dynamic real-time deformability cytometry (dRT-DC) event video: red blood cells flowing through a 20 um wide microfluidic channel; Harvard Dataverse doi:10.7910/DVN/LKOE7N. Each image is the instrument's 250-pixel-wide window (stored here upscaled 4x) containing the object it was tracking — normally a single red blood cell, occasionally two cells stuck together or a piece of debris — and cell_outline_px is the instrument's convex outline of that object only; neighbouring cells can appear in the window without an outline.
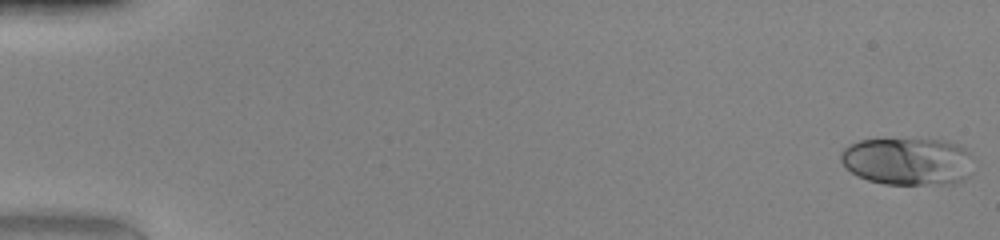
{"species": "human", "species_latin": "Homo sapiens", "temperature_condition": "warm", "stored_images_in_passage": 49, "camera_frame_rate_fps": 3000, "um_per_image_px": 0.085, "donor": {"sex": "female"}, "frame": {"image": 1, "passage_image": 1, "time_ms": 0.0, "image_size_px": [1000, 240], "cell_outline_px": [[972, 172], [964, 180], [956, 184], [884, 184], [868, 180], [856, 176], [840, 160], [840, 152], [848, 144], [860, 140], [948, 140], [960, 144], [972, 152]], "centroid_in_image_um": [77.22, 13.72], "position_along_channel_um": 7.8, "area_um2": 37.28}}
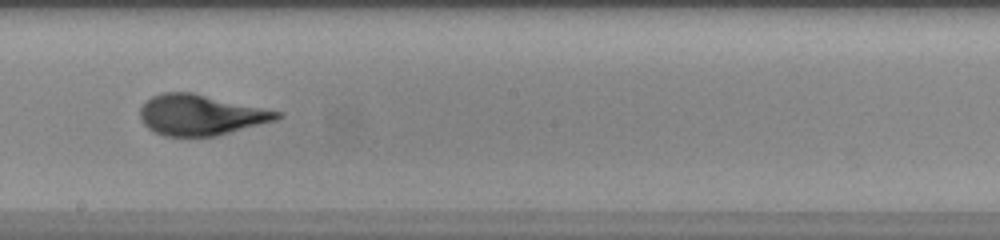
{"frame": {"image": 2, "passage_image": 29, "time_ms": 9.333, "image_size_px": [1000, 240], "cell_outline_px": [[284, 116], [276, 120], [216, 136], [164, 136], [152, 132], [140, 120], [140, 108], [152, 96], [164, 92], [192, 92], [284, 112]], "centroid_in_image_um": [17.07, 9.77], "position_along_channel_um": 231.1, "area_um2": 32.54}}
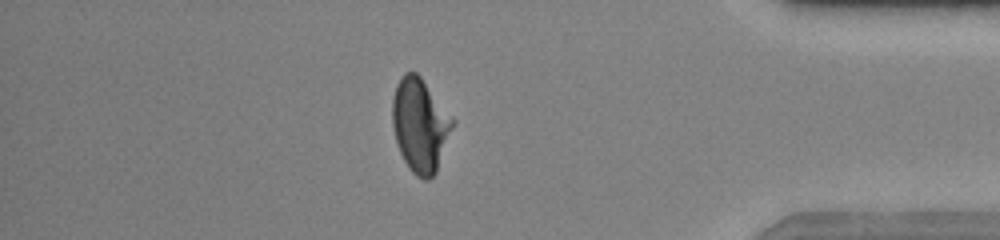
{"frame": {"image": 3, "passage_image": 43, "time_ms": 14.0, "image_size_px": [1000, 240], "cell_outline_px": [[456, 120], [436, 172], [428, 180], [424, 180], [416, 176], [408, 168], [400, 152], [396, 140], [392, 124], [392, 100], [396, 84], [400, 76], [404, 72], [416, 72], [420, 76]], "centroid_in_image_um": [35.71, 10.62], "position_along_channel_um": 399.5, "area_um2": 33.0}, "authors_computed_cell_mechanics": {"area_um2": 32.7148, "velocity_mm_per_s": 4.2277, "shape_relaxation_time_tau1_ms": 5.627, "shape_relaxation_time_tau2_ms": null, "deformation_change_tau1": 0.2371, "deformation_change_tau2": null}}